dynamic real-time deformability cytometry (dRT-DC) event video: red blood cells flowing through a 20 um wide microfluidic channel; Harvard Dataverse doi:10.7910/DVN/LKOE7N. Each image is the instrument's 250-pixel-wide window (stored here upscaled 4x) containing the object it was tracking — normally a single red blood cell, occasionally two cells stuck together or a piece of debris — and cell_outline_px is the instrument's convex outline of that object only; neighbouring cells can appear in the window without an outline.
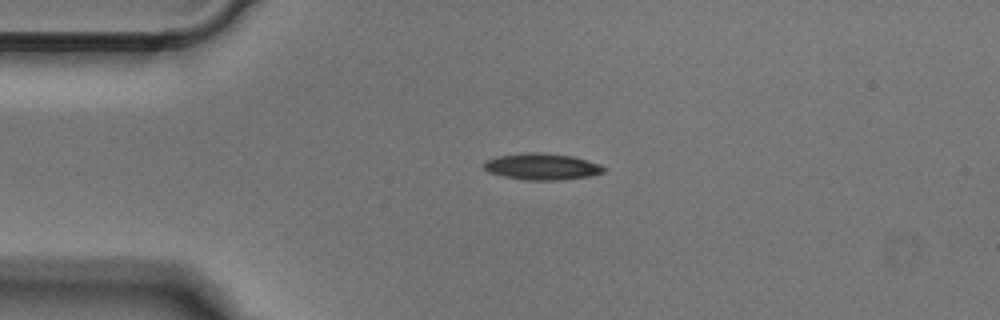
{"species": "Egyptian fruit bat (a non-hibernating species)", "species_latin": "Rousettus aegyptiacus", "temperature_condition": "cold", "stored_images_in_passage": 49, "camera_frame_rate_fps": 3000, "um_per_image_px": 0.085, "animal": {"sex": "male"}, "frame": {"image": 1, "passage_image": 10, "time_ms": 3.0, "image_size_px": [1000, 320], "cell_outline_px": [[608, 168], [604, 172], [588, 176], [556, 180], [524, 180], [504, 176], [488, 172], [480, 164], [484, 160], [496, 156], [528, 152], [540, 152], [572, 156], [600, 164]], "centroid_in_image_um": [46.01, 14.15], "position_along_channel_um": 39.0, "area_um2": 18.61}}
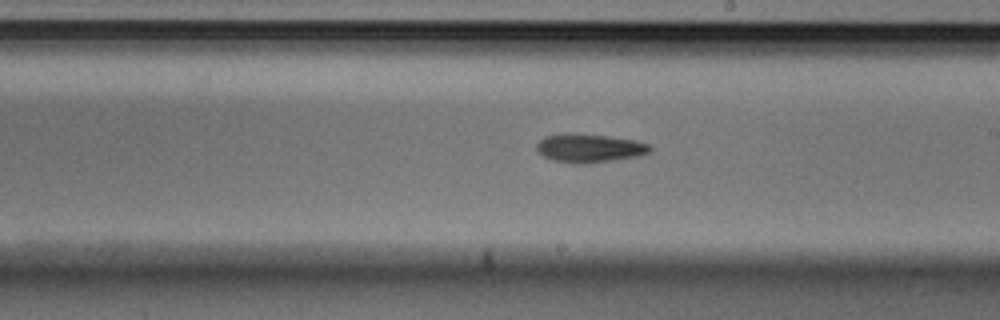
{"frame": {"image": 2, "passage_image": 27, "time_ms": 8.667, "image_size_px": [1000, 320], "cell_outline_px": [[652, 152], [636, 156], [612, 160], [580, 164], [576, 164], [552, 160], [536, 152], [536, 144], [544, 136], [568, 132], [608, 136], [636, 140], [648, 144], [652, 148]], "centroid_in_image_um": [50.06, 12.58], "position_along_channel_um": 238.9, "area_um2": 19.02}}
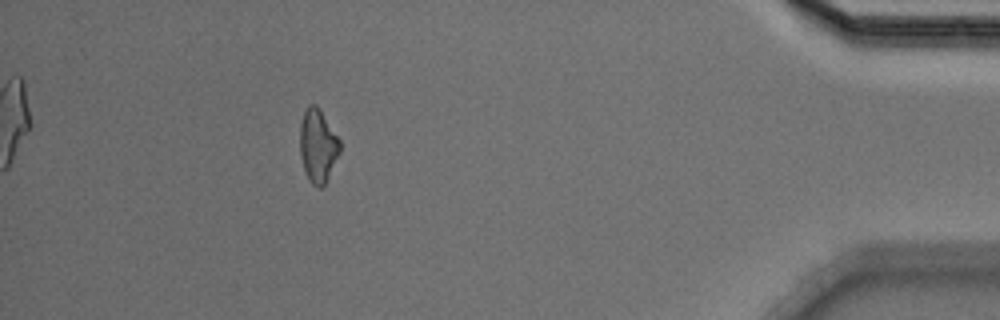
{"frame": {"image": 3, "passage_image": 44, "time_ms": 14.333, "image_size_px": [1000, 320], "cell_outline_px": [[340, 152], [324, 184], [320, 188], [312, 184], [308, 180], [304, 172], [300, 156], [300, 124], [304, 112], [308, 104], [316, 104], [340, 140]], "centroid_in_image_um": [26.99, 12.39], "position_along_channel_um": 408.2, "area_um2": 16.94}}